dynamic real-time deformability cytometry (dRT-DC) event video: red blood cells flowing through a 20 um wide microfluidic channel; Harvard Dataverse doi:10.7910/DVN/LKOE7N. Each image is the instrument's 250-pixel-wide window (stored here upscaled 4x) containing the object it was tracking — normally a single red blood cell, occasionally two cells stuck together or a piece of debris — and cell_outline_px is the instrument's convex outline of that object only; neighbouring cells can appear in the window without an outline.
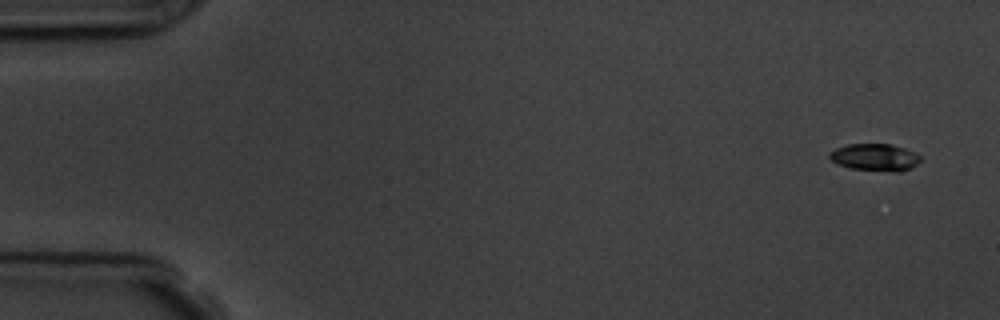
{"species": "common noctule bat (a hibernating species)", "species_latin": "Nyctalus noctula", "temperature_condition": "room temperature", "stored_images_in_passage": 6, "segment_of_instrument_passage": [1, 2], "camera_frame_rate_fps": 3000, "um_per_image_px": 0.085, "animal": {"sex": "male", "body_mass_g": 19.5, "forearm_length_mm": 54.6}, "frame": {"image": 1, "passage_image": 1, "time_ms": 0.0, "image_size_px": [1000, 320], "cell_outline_px": [[920, 160], [912, 168], [900, 172], [896, 172], [852, 168], [836, 164], [828, 156], [828, 152], [836, 148], [848, 144], [892, 144], [916, 152], [920, 156]], "centroid_in_image_um": [74.37, 13.36], "position_along_channel_um": 10.6, "area_um2": 14.45}}
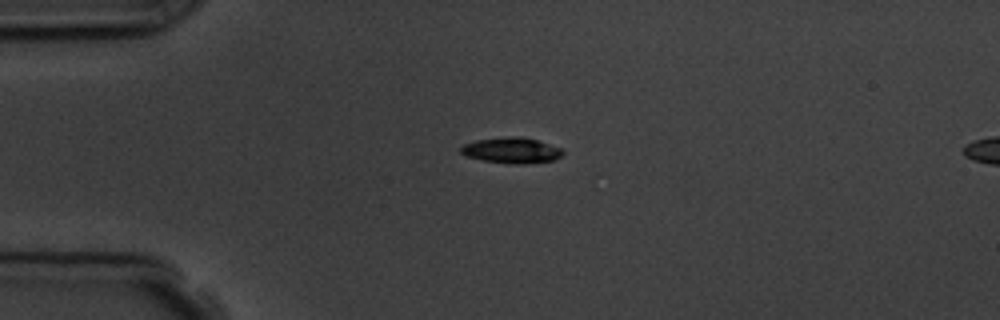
{"frame": {"image": 2, "passage_image": 4, "time_ms": 3.667, "image_size_px": [1000, 320], "cell_outline_px": [[564, 152], [560, 156], [552, 160], [524, 164], [512, 164], [484, 160], [468, 156], [460, 152], [460, 148], [464, 144], [476, 140], [508, 136], [516, 136], [536, 140], [560, 148]], "centroid_in_image_um": [43.46, 12.78], "position_along_channel_um": 41.5, "area_um2": 14.97}}